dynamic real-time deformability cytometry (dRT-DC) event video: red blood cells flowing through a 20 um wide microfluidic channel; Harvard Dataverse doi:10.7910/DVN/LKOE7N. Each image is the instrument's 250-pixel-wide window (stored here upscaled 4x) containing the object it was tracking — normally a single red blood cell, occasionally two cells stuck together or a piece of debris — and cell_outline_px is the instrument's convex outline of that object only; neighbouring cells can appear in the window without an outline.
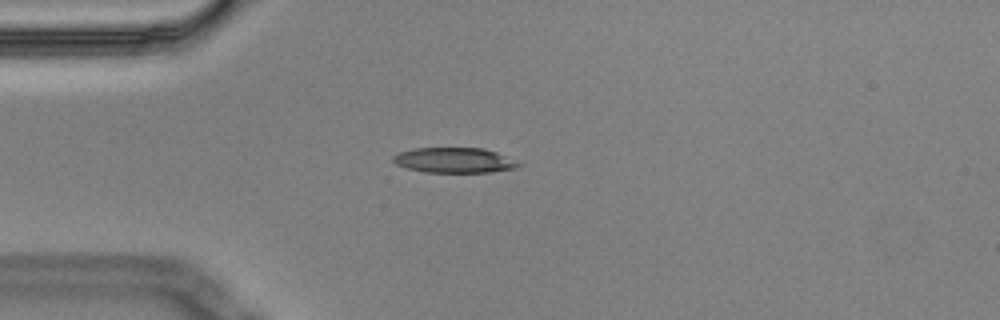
{"species": "Egyptian fruit bat (a non-hibernating species)", "species_latin": "Rousettus aegyptiacus", "temperature_condition": "cold", "stored_images_in_passage": 6, "camera_frame_rate_fps": 3000, "um_per_image_px": 0.085, "animal": {"sex": "male"}, "frame": {"image": 1, "passage_image": 5, "time_ms": 1.333, "image_size_px": [1000, 320], "cell_outline_px": [[524, 164], [516, 168], [492, 172], [424, 172], [408, 168], [396, 164], [392, 160], [392, 156], [400, 152], [412, 148], [484, 148], [496, 152]], "centroid_in_image_um": [38.62, 13.62], "position_along_channel_um": 46.4, "area_um2": 18.44}}